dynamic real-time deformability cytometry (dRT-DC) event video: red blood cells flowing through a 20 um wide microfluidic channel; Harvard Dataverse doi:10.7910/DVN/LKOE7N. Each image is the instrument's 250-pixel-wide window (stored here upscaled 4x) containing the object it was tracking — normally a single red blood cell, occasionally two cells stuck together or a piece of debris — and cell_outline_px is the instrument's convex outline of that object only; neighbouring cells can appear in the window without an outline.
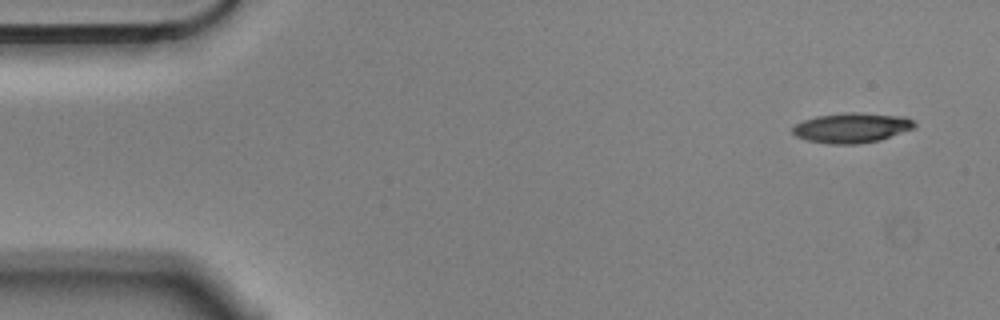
{"species": "Egyptian fruit bat (a non-hibernating species)", "species_latin": "Rousettus aegyptiacus", "temperature_condition": "cold", "stored_images_in_passage": 10, "camera_frame_rate_fps": 3000, "um_per_image_px": 0.085, "animal": {"sex": "male"}, "frame": {"image": 1, "passage_image": 1, "time_ms": 0.0, "image_size_px": [1000, 320], "cell_outline_px": [[916, 128], [880, 140], [860, 144], [828, 144], [804, 140], [796, 136], [792, 132], [792, 128], [796, 124], [804, 120], [816, 116], [848, 112], [852, 112], [904, 116], [912, 120], [916, 124]], "centroid_in_image_um": [72.4, 10.87], "position_along_channel_um": 12.6, "area_um2": 21.44}}
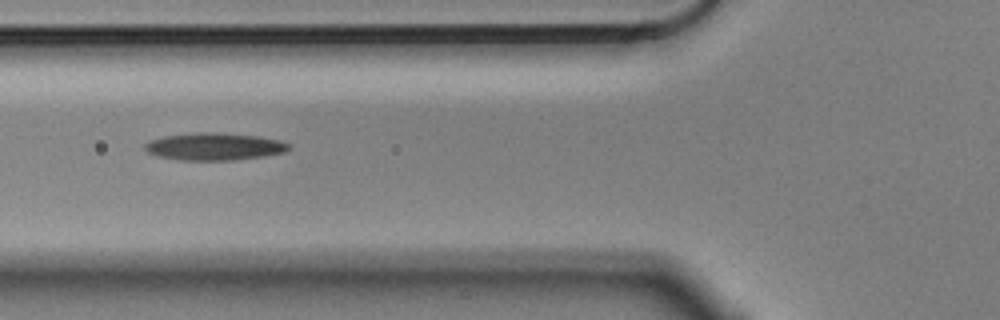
{"frame": {"image": 2, "passage_image": 6, "time_ms": 1.667, "image_size_px": [1000, 320], "cell_outline_px": [[292, 148], [284, 152], [264, 156], [232, 160], [180, 160], [156, 156], [148, 152], [144, 148], [144, 144], [152, 140], [164, 136], [196, 132], [212, 132], [260, 136], [280, 140], [292, 144]], "centroid_in_image_um": [18.25, 12.45], "position_along_channel_um": 107.5, "area_um2": 23.06}}
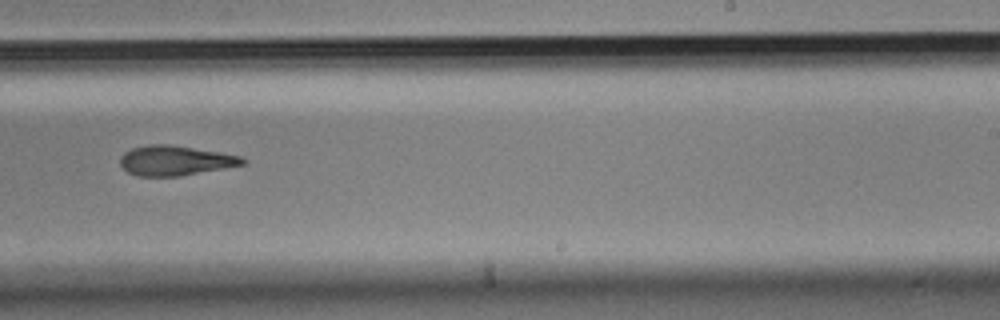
{"frame": {"image": 3, "passage_image": 10, "time_ms": 3.0, "image_size_px": [1000, 320], "cell_outline_px": [[248, 160], [244, 164], [224, 168], [180, 176], [136, 176], [128, 172], [120, 164], [120, 156], [124, 152], [132, 148], [148, 144], [168, 144], [220, 152], [240, 156]], "centroid_in_image_um": [14.87, 13.64], "position_along_channel_um": 274.1, "area_um2": 21.27}}